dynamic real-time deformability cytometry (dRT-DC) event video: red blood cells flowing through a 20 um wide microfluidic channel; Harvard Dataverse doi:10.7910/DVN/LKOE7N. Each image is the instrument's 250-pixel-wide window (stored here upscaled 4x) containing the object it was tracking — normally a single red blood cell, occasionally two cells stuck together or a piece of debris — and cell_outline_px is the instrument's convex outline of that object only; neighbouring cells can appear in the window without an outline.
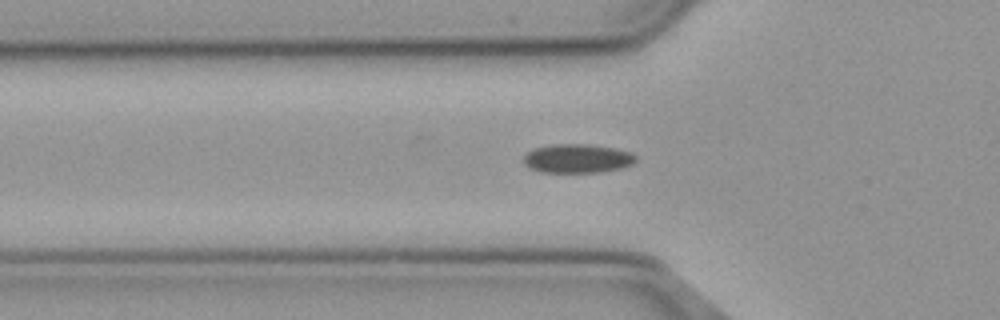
{"species": "common noctule bat (a hibernating species)", "species_latin": "Nyctalus noctula", "temperature_condition": "cold", "stored_images_in_passage": 40, "camera_frame_rate_fps": 3000, "um_per_image_px": 0.085, "animal": {"sex": "male", "body_mass_g": 23.1, "forearm_length_mm": 52.7}, "frame": {"image": 1, "passage_image": 9, "time_ms": 2.667, "image_size_px": [1000, 320], "cell_outline_px": [[636, 160], [632, 164], [620, 168], [600, 172], [540, 172], [528, 168], [524, 164], [524, 156], [528, 152], [536, 148], [556, 144], [584, 144], [612, 148], [632, 152], [636, 156]], "centroid_in_image_um": [49.07, 13.48], "position_along_channel_um": 76.7, "area_um2": 18.73}}
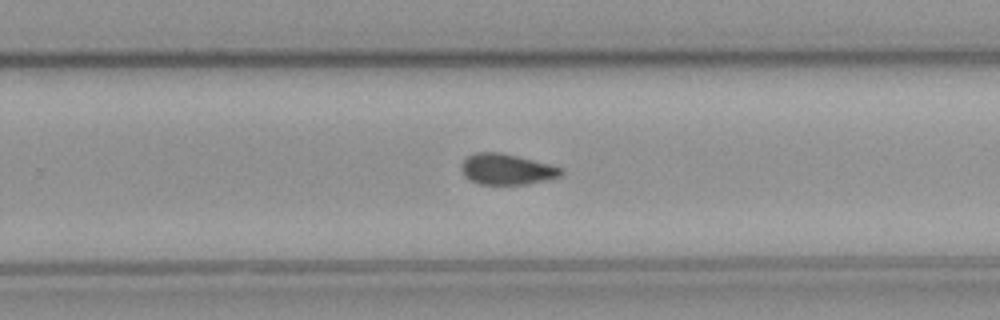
{"frame": {"image": 2, "passage_image": 26, "time_ms": 8.333, "image_size_px": [1000, 320], "cell_outline_px": [[564, 172], [560, 176], [528, 184], [480, 184], [472, 180], [460, 168], [464, 160], [468, 156], [476, 152], [500, 152], [552, 164], [560, 168]], "centroid_in_image_um": [43.1, 14.37], "position_along_channel_um": 286.7, "area_um2": 17.63}}
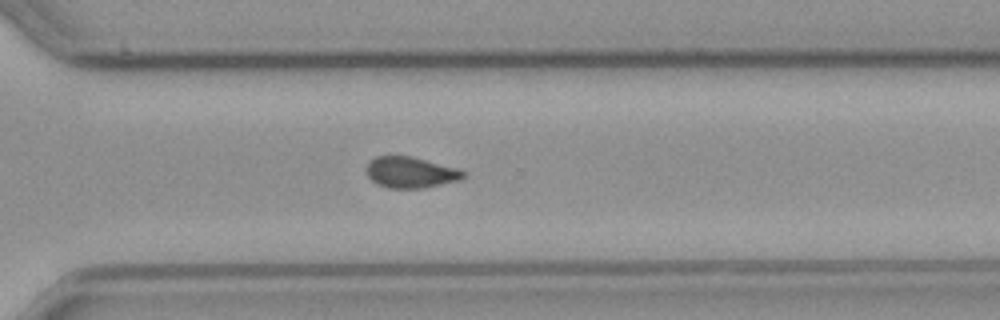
{"frame": {"image": 3, "passage_image": 30, "time_ms": 9.667, "image_size_px": [1000, 320], "cell_outline_px": [[464, 176], [460, 180], [424, 188], [388, 188], [376, 184], [368, 176], [368, 164], [376, 156], [412, 156], [460, 168], [464, 172]], "centroid_in_image_um": [34.94, 14.65], "position_along_channel_um": 335.7, "area_um2": 17.51}}